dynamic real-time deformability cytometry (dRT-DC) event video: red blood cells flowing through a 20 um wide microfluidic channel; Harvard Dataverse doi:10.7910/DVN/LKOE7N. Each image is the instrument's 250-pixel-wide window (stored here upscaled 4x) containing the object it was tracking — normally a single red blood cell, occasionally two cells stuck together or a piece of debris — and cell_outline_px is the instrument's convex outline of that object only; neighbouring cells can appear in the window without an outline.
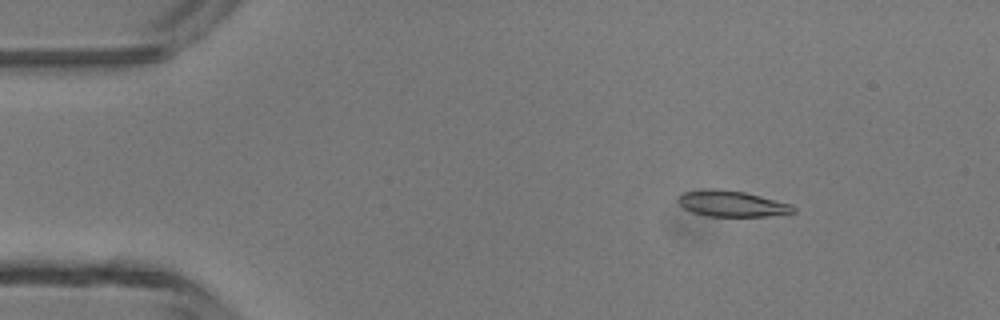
{"species": "common noctule bat (a hibernating species)", "species_latin": "Nyctalus noctula", "temperature_condition": "room temperature", "stored_images_in_passage": 47, "camera_frame_rate_fps": 3000, "um_per_image_px": 0.085, "animal": {"sex": "male", "body_mass_g": 13.3}, "frame": {"image": 1, "passage_image": 7, "time_ms": 2.0, "image_size_px": [1000, 320], "cell_outline_px": [[796, 212], [764, 216], [708, 216], [692, 212], [684, 208], [676, 200], [684, 192], [708, 188], [712, 188], [744, 192], [792, 204], [796, 208]], "centroid_in_image_um": [62.2, 17.31], "position_along_channel_um": 22.8, "area_um2": 17.28}}
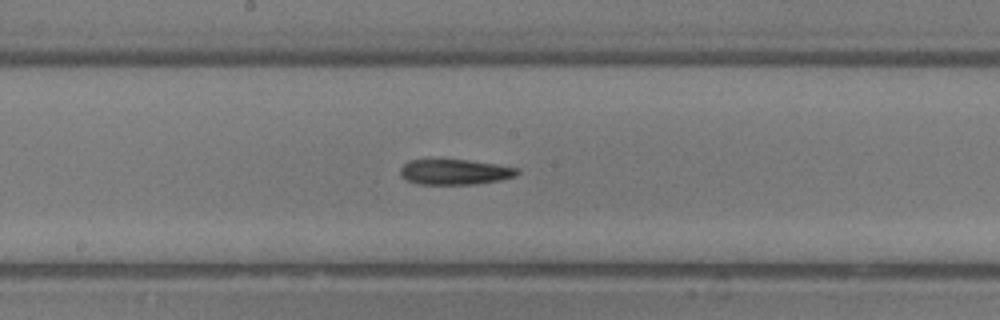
{"frame": {"image": 2, "passage_image": 25, "time_ms": 8.0, "image_size_px": [1000, 320], "cell_outline_px": [[520, 172], [516, 176], [500, 180], [476, 184], [416, 184], [400, 176], [400, 168], [408, 160], [468, 160], [496, 164], [520, 168]], "centroid_in_image_um": [38.68, 14.62], "position_along_channel_um": 209.5, "area_um2": 17.34}}
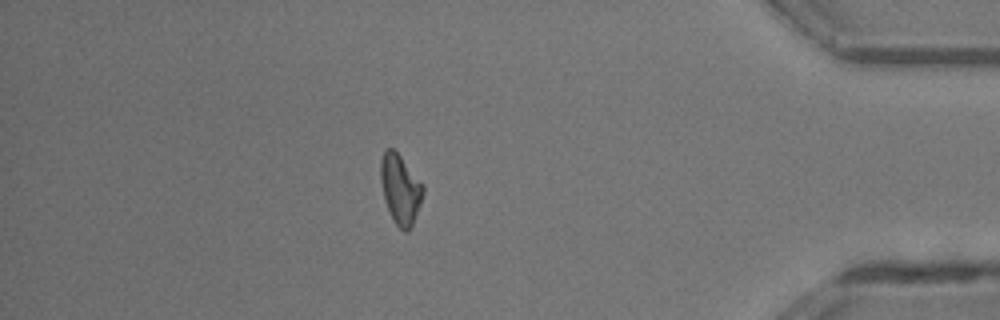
{"frame": {"image": 3, "passage_image": 41, "time_ms": 13.333, "image_size_px": [1000, 320], "cell_outline_px": [[424, 192], [420, 204], [412, 224], [408, 232], [404, 232], [396, 224], [384, 200], [380, 180], [380, 160], [384, 148], [392, 148], [400, 156], [424, 184]], "centroid_in_image_um": [34.02, 16.04], "position_along_channel_um": 401.2, "area_um2": 17.17}}